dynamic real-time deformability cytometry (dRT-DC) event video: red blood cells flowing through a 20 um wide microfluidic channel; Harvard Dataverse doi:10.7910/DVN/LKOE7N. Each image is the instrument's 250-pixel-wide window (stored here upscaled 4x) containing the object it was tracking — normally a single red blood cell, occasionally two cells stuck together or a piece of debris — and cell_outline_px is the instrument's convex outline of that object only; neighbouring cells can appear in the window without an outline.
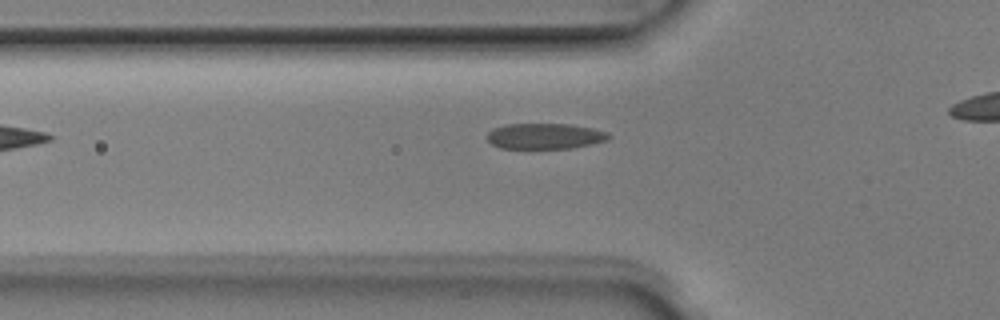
{"species": "Egyptian fruit bat (a non-hibernating species)", "species_latin": "Rousettus aegyptiacus", "temperature_condition": "room temperature", "stored_images_in_passage": 4, "camera_frame_rate_fps": 3000, "um_per_image_px": 0.085, "animal": {"sex": "male"}, "frame": {"image": 1, "passage_image": 4, "time_ms": 1.0, "image_size_px": [1000, 320], "cell_outline_px": [[612, 136], [608, 140], [592, 144], [572, 148], [500, 148], [492, 144], [484, 136], [492, 128], [508, 124], [568, 124], [592, 128], [608, 132]], "centroid_in_image_um": [46.31, 11.57], "position_along_channel_um": 79.5, "area_um2": 18.32}}